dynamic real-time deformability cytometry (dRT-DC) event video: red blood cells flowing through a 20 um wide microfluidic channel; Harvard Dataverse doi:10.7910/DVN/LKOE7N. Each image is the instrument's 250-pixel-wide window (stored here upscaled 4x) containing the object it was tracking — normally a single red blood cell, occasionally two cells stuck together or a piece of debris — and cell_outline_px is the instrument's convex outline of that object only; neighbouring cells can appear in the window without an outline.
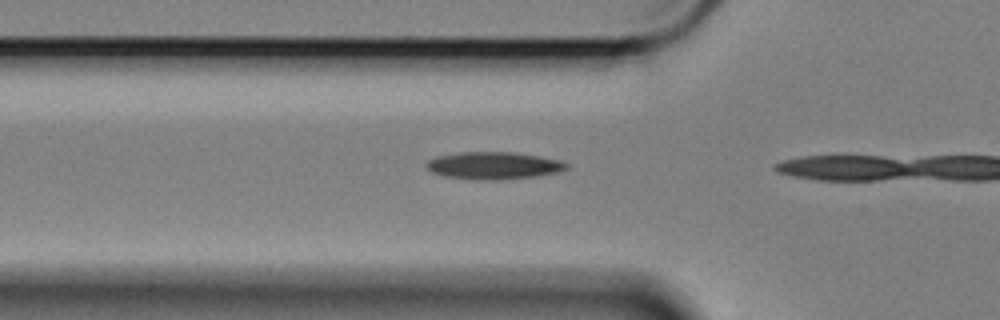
{"species": "Egyptian fruit bat (a non-hibernating species)", "species_latin": "Rousettus aegyptiacus", "temperature_condition": "cold", "stored_images_in_passage": 7, "camera_frame_rate_fps": 3000, "um_per_image_px": 0.085, "animal": {"sex": "female"}, "frame": {"image": 1, "passage_image": 5, "time_ms": 1.333, "image_size_px": [1000, 320], "cell_outline_px": [[568, 168], [556, 172], [536, 176], [500, 180], [476, 180], [444, 176], [432, 172], [424, 164], [428, 160], [436, 156], [460, 152], [512, 152], [536, 156], [556, 160], [568, 164]], "centroid_in_image_um": [41.88, 14.08], "position_along_channel_um": 83.9, "area_um2": 22.14}}